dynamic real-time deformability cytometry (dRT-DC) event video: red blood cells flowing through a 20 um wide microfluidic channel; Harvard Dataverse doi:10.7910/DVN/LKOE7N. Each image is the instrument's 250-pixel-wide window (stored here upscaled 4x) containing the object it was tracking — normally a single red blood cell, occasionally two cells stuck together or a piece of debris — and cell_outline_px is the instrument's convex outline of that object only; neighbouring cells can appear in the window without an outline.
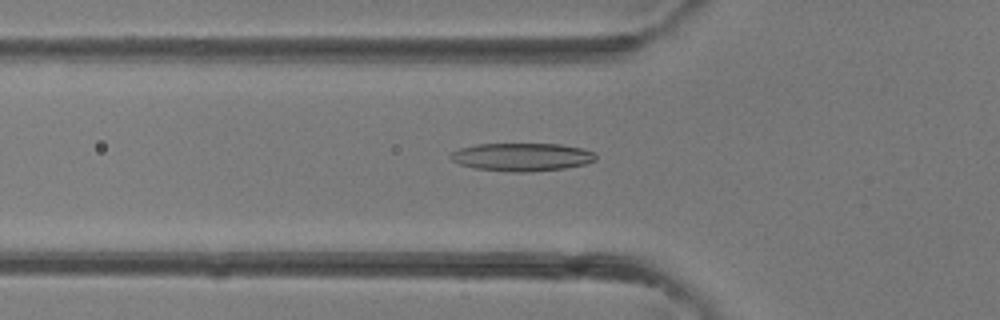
{"species": "common noctule bat (a hibernating species)", "species_latin": "Nyctalus noctula", "temperature_condition": "room temperature", "stored_images_in_passage": 39, "camera_frame_rate_fps": 3000, "um_per_image_px": 0.085, "animal": {"sex": "female"}, "frame": {"image": 1, "passage_image": 14, "time_ms": 4.333, "image_size_px": [1000, 320], "cell_outline_px": [[596, 160], [584, 164], [564, 168], [532, 172], [512, 172], [472, 168], [460, 164], [452, 160], [448, 156], [452, 152], [460, 148], [476, 144], [560, 144], [580, 148], [596, 152]], "centroid_in_image_um": [44.35, 13.35], "position_along_channel_um": 81.5, "area_um2": 23.81}}
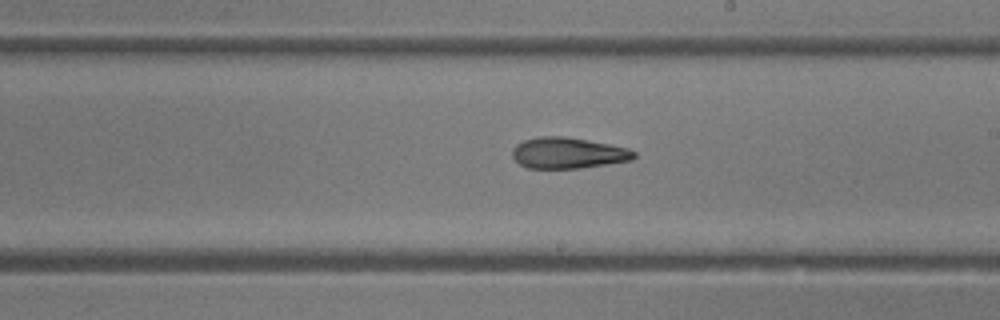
{"frame": {"image": 2, "passage_image": 23, "time_ms": 7.333, "image_size_px": [1000, 320], "cell_outline_px": [[636, 156], [632, 160], [580, 168], [528, 168], [520, 164], [512, 156], [512, 148], [516, 144], [524, 140], [540, 136], [564, 136], [608, 144], [628, 148], [636, 152]], "centroid_in_image_um": [48.27, 13.0], "position_along_channel_um": 240.7, "area_um2": 21.91}}
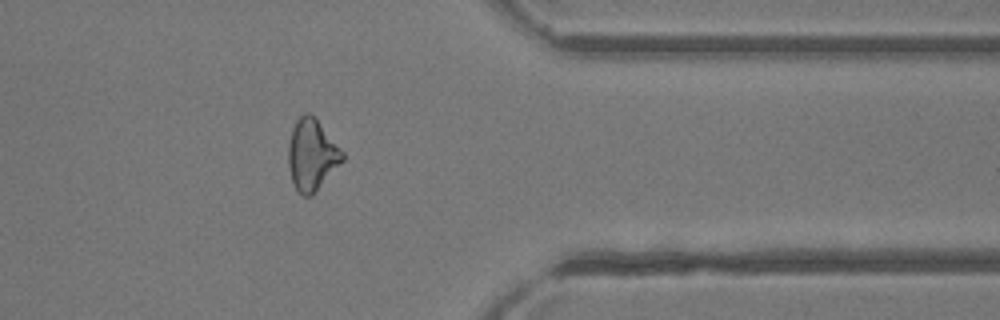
{"frame": {"image": 3, "passage_image": 32, "time_ms": 10.333, "image_size_px": [1000, 320], "cell_outline_px": [[344, 160], [312, 196], [304, 196], [296, 188], [292, 180], [288, 164], [288, 144], [292, 128], [296, 120], [304, 112], [308, 112], [316, 116], [344, 152]], "centroid_in_image_um": [26.52, 13.12], "position_along_channel_um": 384.9, "area_um2": 22.72}}